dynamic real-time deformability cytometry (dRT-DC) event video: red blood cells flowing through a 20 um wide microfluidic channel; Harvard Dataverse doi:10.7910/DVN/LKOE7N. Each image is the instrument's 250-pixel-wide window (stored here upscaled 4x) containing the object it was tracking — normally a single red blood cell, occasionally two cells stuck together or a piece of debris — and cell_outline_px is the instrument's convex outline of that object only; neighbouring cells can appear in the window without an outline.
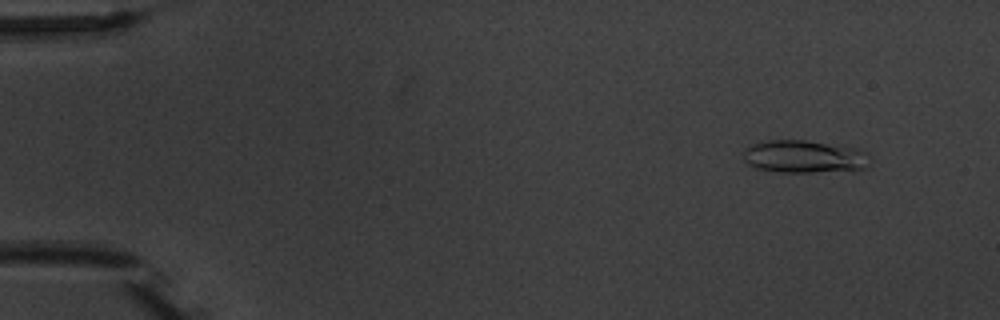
{"species": "common noctule bat (a hibernating species)", "species_latin": "Nyctalus noctula", "temperature_condition": "warm", "stored_images_in_passage": 5, "camera_frame_rate_fps": 3000, "um_per_image_px": 0.085, "animal": {"sex": "male", "body_mass_g": 20.1, "forearm_length_mm": 53.5}, "frame": {"image": 1, "passage_image": 1, "time_ms": 0.0, "image_size_px": [1000, 320], "cell_outline_px": [[872, 160], [864, 168], [812, 172], [780, 172], [760, 168], [748, 164], [744, 160], [744, 152], [748, 148], [756, 144], [768, 140], [804, 140], [856, 148], [868, 152]], "centroid_in_image_um": [68.41, 13.31], "position_along_channel_um": 16.6, "area_um2": 23.64}}